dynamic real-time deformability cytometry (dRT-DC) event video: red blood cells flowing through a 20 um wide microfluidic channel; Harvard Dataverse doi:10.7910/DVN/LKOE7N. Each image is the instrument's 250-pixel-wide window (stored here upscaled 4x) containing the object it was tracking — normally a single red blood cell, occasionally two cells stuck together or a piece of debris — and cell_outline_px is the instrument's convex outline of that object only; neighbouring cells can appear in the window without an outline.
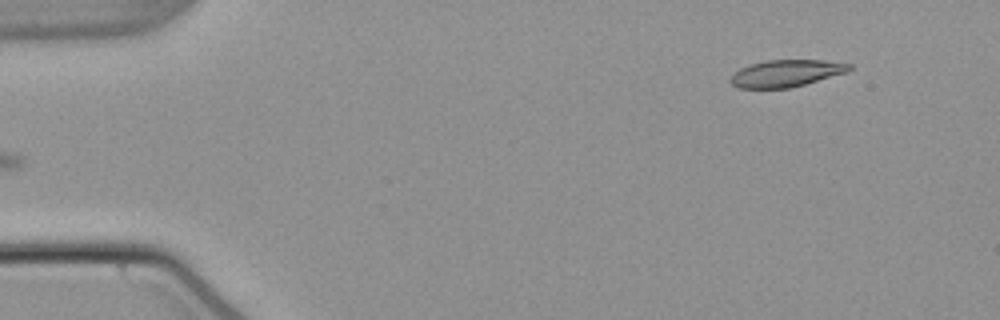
{"species": "common noctule bat (a hibernating species)", "species_latin": "Nyctalus noctula", "temperature_condition": "warm", "stored_images_in_passage": 41, "camera_frame_rate_fps": 3000, "um_per_image_px": 0.085, "animal": {"sex": "male", "body_mass_g": 21.5, "forearm_length_mm": 52.0}, "frame": {"image": 1, "passage_image": 1, "time_ms": 0.0, "image_size_px": [1000, 320], "cell_outline_px": [[852, 68], [844, 72], [804, 84], [788, 88], [740, 88], [732, 84], [728, 80], [740, 68], [752, 64], [768, 60], [824, 60], [852, 64]], "centroid_in_image_um": [66.79, 6.22], "position_along_channel_um": 18.2, "area_um2": 18.26}}
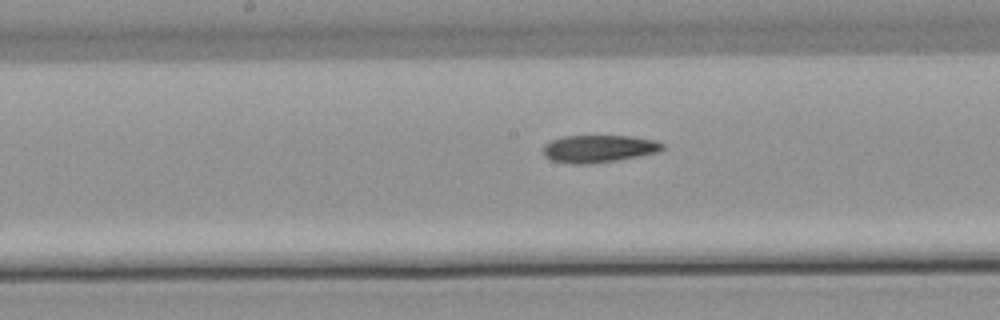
{"frame": {"image": 2, "passage_image": 23, "time_ms": 7.333, "image_size_px": [1000, 320], "cell_outline_px": [[664, 148], [656, 152], [616, 160], [588, 164], [572, 164], [552, 160], [544, 156], [540, 148], [544, 144], [552, 140], [564, 136], [632, 136], [656, 140], [664, 144]], "centroid_in_image_um": [50.84, 12.63], "position_along_channel_um": 197.4, "area_um2": 19.07}}
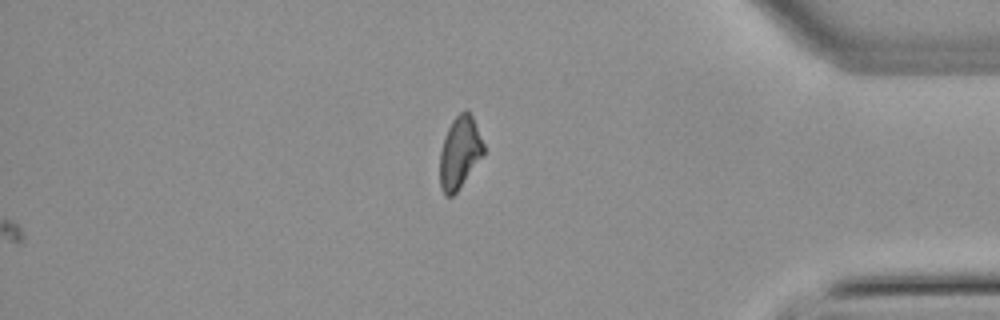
{"frame": {"image": 3, "passage_image": 41, "time_ms": 13.333, "image_size_px": [1000, 320], "cell_outline_px": [[484, 152], [456, 192], [452, 196], [444, 196], [440, 188], [440, 152], [444, 136], [452, 120], [464, 108], [468, 108], [472, 116], [484, 144]], "centroid_in_image_um": [39.05, 12.93], "position_along_channel_um": 396.2, "area_um2": 18.21}, "authors_computed_cell_mechanics": {"area_um2": 19.363, "velocity_mm_per_s": 3.8214, "shape_relaxation_time_tau1_ms": null, "shape_relaxation_time_tau2_ms": 6.8368, "deformation_change_tau1": null, "deformation_change_tau2": 0.1576}}